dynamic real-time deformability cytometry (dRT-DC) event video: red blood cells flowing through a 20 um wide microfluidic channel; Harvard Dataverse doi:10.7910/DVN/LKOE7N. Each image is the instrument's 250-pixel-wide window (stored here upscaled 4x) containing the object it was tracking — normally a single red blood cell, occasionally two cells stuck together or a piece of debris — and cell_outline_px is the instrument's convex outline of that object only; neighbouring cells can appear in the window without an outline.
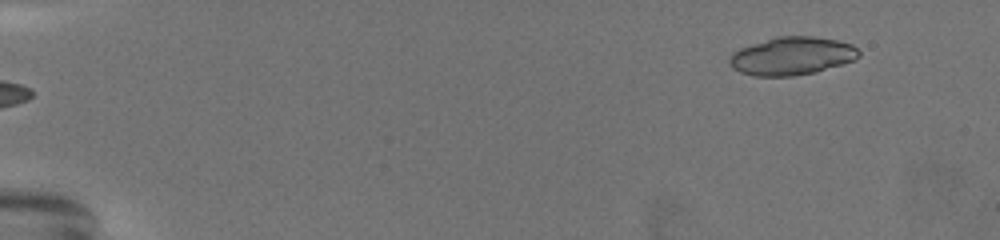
{"species": "common noctule bat (a hibernating species)", "species_latin": "Nyctalus noctula", "temperature_condition": "warm", "stored_images_in_passage": 33, "camera_frame_rate_fps": 3000, "um_per_image_px": 0.085, "animal": {"sex": "female", "body_mass_g": 19.5, "forearm_length_mm": 54.1}, "frame": {"image": 1, "passage_image": 4, "time_ms": 1.0, "image_size_px": [1000, 240], "cell_outline_px": [[860, 56], [856, 60], [816, 72], [792, 76], [752, 76], [740, 72], [732, 68], [728, 64], [728, 56], [732, 52], [740, 48], [776, 36], [812, 36], [836, 40], [852, 44], [860, 52]], "centroid_in_image_um": [67.29, 4.76], "position_along_channel_um": 17.7, "area_um2": 28.96}}
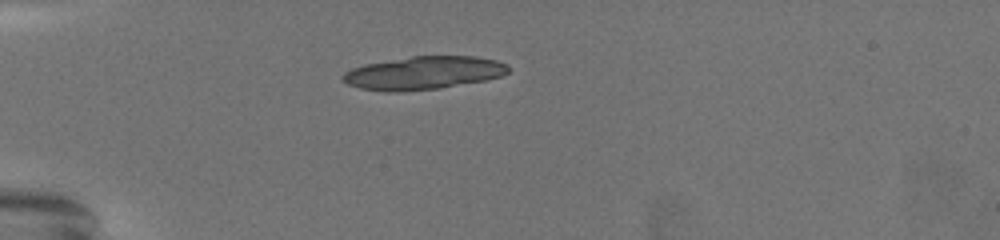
{"frame": {"image": 2, "passage_image": 19, "time_ms": 6.0, "image_size_px": [1000, 240], "cell_outline_px": [[512, 68], [508, 72], [500, 76], [484, 80], [440, 88], [400, 92], [384, 92], [360, 88], [348, 84], [340, 76], [344, 72], [352, 68], [364, 64], [412, 56], [476, 56], [496, 60], [508, 64]], "centroid_in_image_um": [36.0, 6.2], "position_along_channel_um": 49.0, "area_um2": 32.08}}